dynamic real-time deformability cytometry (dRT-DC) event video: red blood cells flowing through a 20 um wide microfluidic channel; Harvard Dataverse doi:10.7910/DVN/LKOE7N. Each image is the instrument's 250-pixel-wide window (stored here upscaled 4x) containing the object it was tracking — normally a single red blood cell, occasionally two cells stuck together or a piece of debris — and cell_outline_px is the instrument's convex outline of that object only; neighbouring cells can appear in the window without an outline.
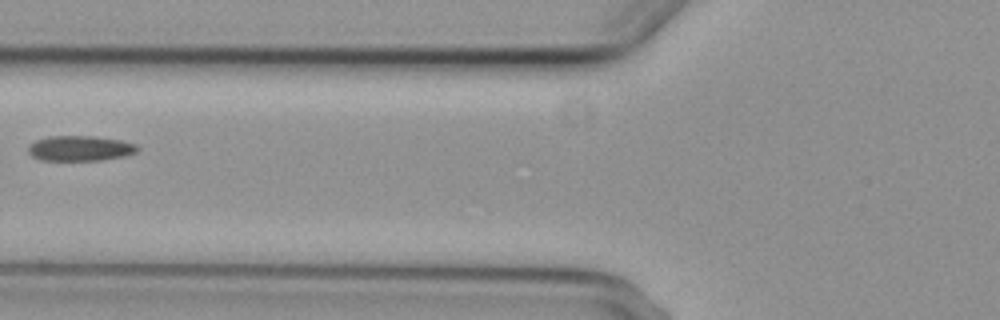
{"species": "common noctule bat (a hibernating species)", "species_latin": "Nyctalus noctula", "temperature_condition": "cold", "stored_images_in_passage": 3, "camera_frame_rate_fps": 3000, "um_per_image_px": 0.085, "animal": {"sex": "female", "body_mass_g": 29.2, "forearm_length_mm": 56.3}, "frame": {"image": 1, "passage_image": 2, "time_ms": 1.333, "image_size_px": [1000, 320], "cell_outline_px": [[140, 148], [136, 152], [124, 156], [100, 160], [40, 160], [32, 156], [28, 152], [28, 144], [36, 140], [48, 136], [96, 136], [120, 140], [136, 144]], "centroid_in_image_um": [6.79, 12.6], "position_along_channel_um": 119.0, "area_um2": 16.13}}
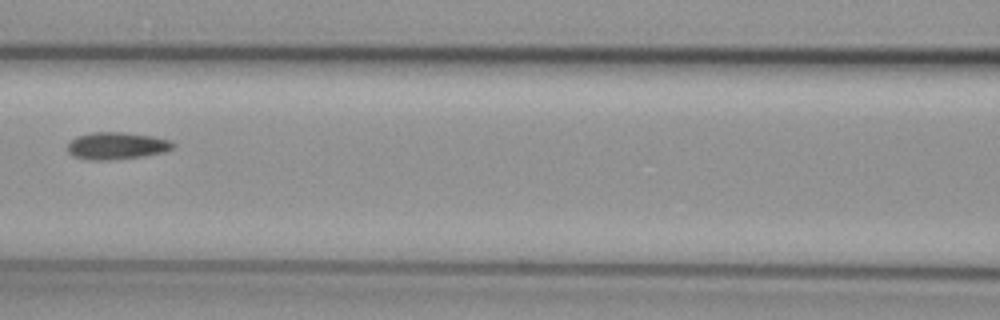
{"frame": {"image": 2, "passage_image": 3, "time_ms": 2.333, "image_size_px": [1000, 320], "cell_outline_px": [[176, 144], [172, 148], [164, 152], [144, 156], [112, 160], [88, 160], [72, 156], [68, 152], [68, 144], [76, 136], [92, 132], [124, 132], [152, 136], [172, 140]], "centroid_in_image_um": [9.92, 12.39], "position_along_channel_um": 156.7, "area_um2": 16.88}}